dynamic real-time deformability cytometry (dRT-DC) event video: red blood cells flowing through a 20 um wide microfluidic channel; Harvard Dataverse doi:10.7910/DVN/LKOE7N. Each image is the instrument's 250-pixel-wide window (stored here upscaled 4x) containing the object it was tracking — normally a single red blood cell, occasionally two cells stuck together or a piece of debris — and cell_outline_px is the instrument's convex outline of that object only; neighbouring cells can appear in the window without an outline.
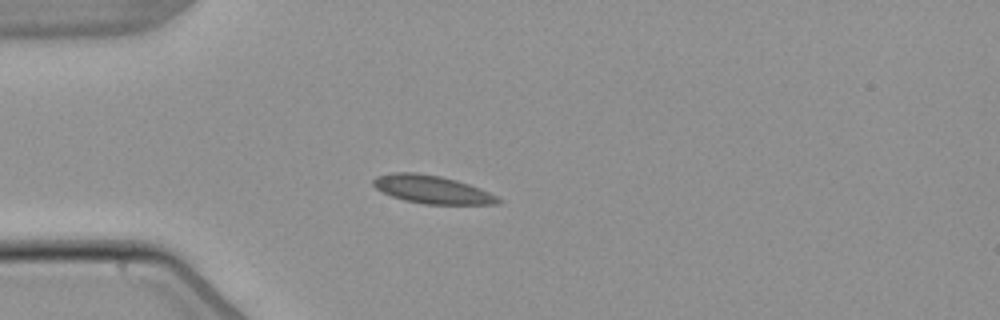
{"species": "common noctule bat (a hibernating species)", "species_latin": "Nyctalus noctula", "temperature_condition": "warm", "stored_images_in_passage": 1, "camera_frame_rate_fps": 3000, "um_per_image_px": 0.085, "animal": {"sex": "male", "body_mass_g": 21.5, "forearm_length_mm": 52.0}, "frame": {"image": 1, "passage_image": 1, "time_ms": 0.0, "image_size_px": [1000, 320], "cell_outline_px": [[504, 200], [500, 204], [424, 204], [404, 200], [392, 196], [376, 188], [372, 184], [372, 180], [376, 176], [392, 172], [416, 172], [440, 176], [456, 180], [480, 188]], "centroid_in_image_um": [36.72, 16.1], "position_along_channel_um": 48.3, "area_um2": 20.4}}